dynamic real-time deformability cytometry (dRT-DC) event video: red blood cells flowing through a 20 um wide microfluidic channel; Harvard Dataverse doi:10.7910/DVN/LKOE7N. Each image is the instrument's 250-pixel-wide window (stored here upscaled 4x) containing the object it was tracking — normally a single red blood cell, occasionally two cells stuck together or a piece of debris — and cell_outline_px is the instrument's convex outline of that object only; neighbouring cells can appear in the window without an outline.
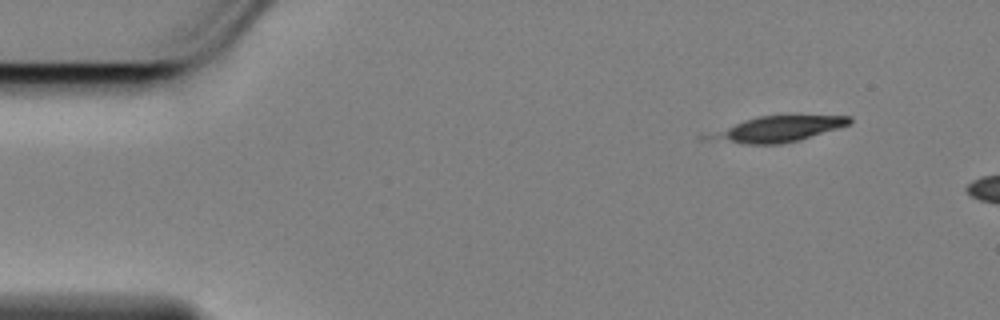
{"species": "Egyptian fruit bat (a non-hibernating species)", "species_latin": "Rousettus aegyptiacus", "temperature_condition": "cold", "stored_images_in_passage": 6, "camera_frame_rate_fps": 3000, "um_per_image_px": 0.085, "animal": {"sex": "female"}, "frame": {"image": 1, "passage_image": 1, "time_ms": 0.0, "image_size_px": [1000, 320], "cell_outline_px": [[852, 120], [848, 124], [800, 140], [780, 144], [744, 144], [700, 140], [700, 136], [744, 120], [756, 116], [848, 116]], "centroid_in_image_um": [65.92, 11.0], "position_along_channel_um": 19.1, "area_um2": 20.98}}